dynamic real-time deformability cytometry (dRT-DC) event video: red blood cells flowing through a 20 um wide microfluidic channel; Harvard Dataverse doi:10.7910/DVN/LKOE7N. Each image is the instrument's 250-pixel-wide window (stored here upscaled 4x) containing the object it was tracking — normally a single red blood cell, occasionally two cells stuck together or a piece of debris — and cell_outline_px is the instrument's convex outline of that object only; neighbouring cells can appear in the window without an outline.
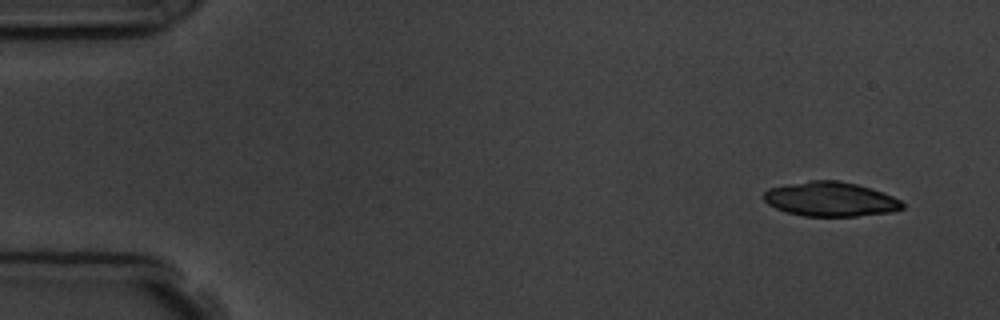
{"species": "common noctule bat (a hibernating species)", "species_latin": "Nyctalus noctula", "temperature_condition": "room temperature", "stored_images_in_passage": 8, "camera_frame_rate_fps": 3000, "um_per_image_px": 0.085, "animal": {"sex": "male", "body_mass_g": 19.5, "forearm_length_mm": 54.6}, "frame": {"image": 1, "passage_image": 1, "time_ms": 0.0, "image_size_px": [1000, 320], "cell_outline_px": [[904, 208], [892, 212], [856, 216], [804, 216], [788, 212], [776, 208], [768, 204], [764, 200], [764, 192], [768, 188], [788, 184], [812, 180], [840, 180], [856, 184], [892, 196], [900, 200], [904, 204]], "centroid_in_image_um": [70.58, 16.93], "position_along_channel_um": 14.4, "area_um2": 27.63}}
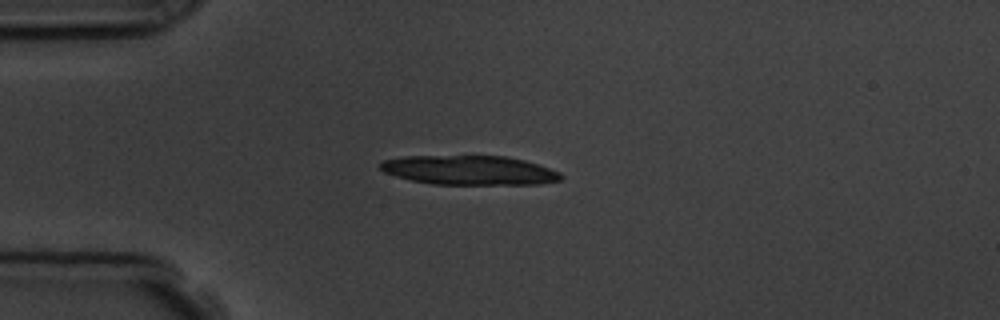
{"frame": {"image": 2, "passage_image": 4, "time_ms": 3.333, "image_size_px": [1000, 320], "cell_outline_px": [[564, 176], [560, 180], [540, 184], [432, 184], [412, 180], [396, 176], [384, 172], [380, 168], [380, 164], [384, 160], [408, 156], [504, 156], [524, 160], [560, 172]], "centroid_in_image_um": [39.91, 14.47], "position_along_channel_um": 45.1, "area_um2": 30.58}}